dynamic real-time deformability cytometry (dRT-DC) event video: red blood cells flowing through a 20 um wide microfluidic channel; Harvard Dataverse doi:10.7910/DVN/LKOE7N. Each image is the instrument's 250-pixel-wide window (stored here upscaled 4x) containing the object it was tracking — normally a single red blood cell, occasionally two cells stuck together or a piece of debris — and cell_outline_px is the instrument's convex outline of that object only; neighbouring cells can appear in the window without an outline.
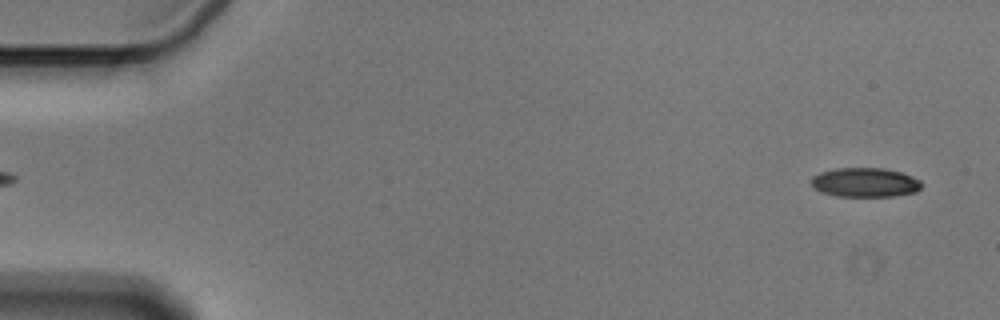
{"species": "Egyptian fruit bat (a non-hibernating species)", "species_latin": "Rousettus aegyptiacus", "temperature_condition": "cold", "stored_images_in_passage": 55, "camera_frame_rate_fps": 3000, "um_per_image_px": 0.085, "animal": {"sex": "male"}, "frame": {"image": 1, "passage_image": 2, "time_ms": 0.333, "image_size_px": [1000, 320], "cell_outline_px": [[924, 184], [916, 192], [892, 196], [836, 196], [812, 188], [812, 176], [820, 172], [836, 168], [884, 168], [900, 172], [912, 176], [920, 180]], "centroid_in_image_um": [73.54, 15.5], "position_along_channel_um": 11.5, "area_um2": 18.84}}
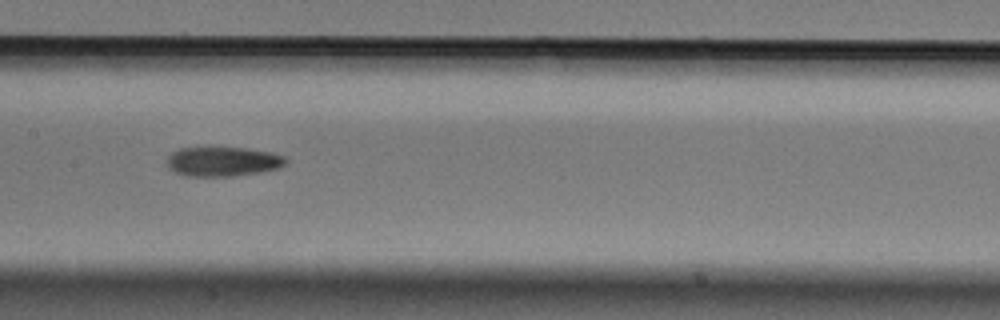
{"frame": {"image": 2, "passage_image": 27, "time_ms": 8.667, "image_size_px": [1000, 320], "cell_outline_px": [[288, 160], [284, 164], [276, 168], [260, 172], [236, 176], [184, 176], [168, 168], [168, 156], [172, 152], [180, 148], [244, 148], [272, 152], [284, 156]], "centroid_in_image_um": [18.94, 13.73], "position_along_channel_um": 188.5, "area_um2": 20.29}}
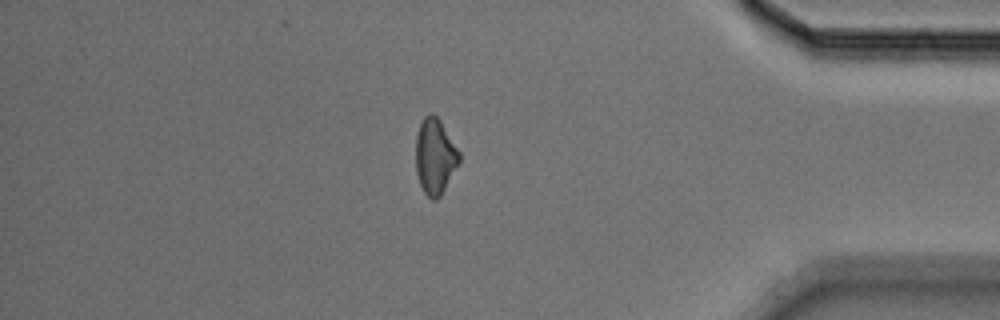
{"frame": {"image": 3, "passage_image": 47, "time_ms": 15.333, "image_size_px": [1000, 320], "cell_outline_px": [[460, 164], [440, 196], [436, 200], [432, 200], [424, 192], [420, 184], [416, 172], [416, 136], [420, 124], [424, 116], [428, 112], [432, 112], [440, 120], [460, 152]], "centroid_in_image_um": [36.99, 13.29], "position_along_channel_um": 398.2, "area_um2": 19.31}}